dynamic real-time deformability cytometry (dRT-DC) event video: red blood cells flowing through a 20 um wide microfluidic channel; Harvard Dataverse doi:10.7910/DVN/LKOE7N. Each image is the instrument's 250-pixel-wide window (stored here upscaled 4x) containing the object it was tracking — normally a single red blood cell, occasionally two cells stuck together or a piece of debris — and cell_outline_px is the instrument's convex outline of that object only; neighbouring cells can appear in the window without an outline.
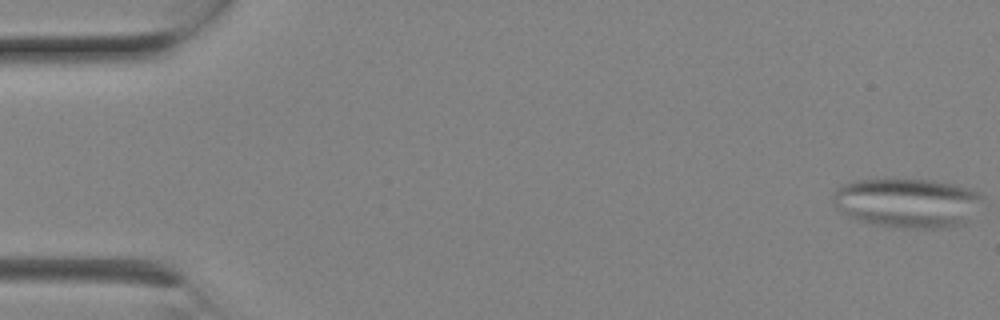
{"species": "Egyptian fruit bat (a non-hibernating species)", "species_latin": "Rousettus aegyptiacus", "temperature_condition": "room temperature", "stored_images_in_passage": 9, "camera_frame_rate_fps": 3000, "um_per_image_px": 0.085, "animal": {"sex": "female"}, "frame": {"image": 1, "passage_image": 1, "time_ms": 0.0, "image_size_px": [1000, 320], "cell_outline_px": [[984, 196], [968, 220], [964, 224], [952, 228], [900, 228], [868, 224], [856, 220], [836, 208], [832, 204], [832, 196], [836, 188], [840, 184], [852, 180], [932, 180], [952, 184], [968, 188]], "centroid_in_image_um": [77.06, 17.26], "position_along_channel_um": 7.9, "area_um2": 43.35}}
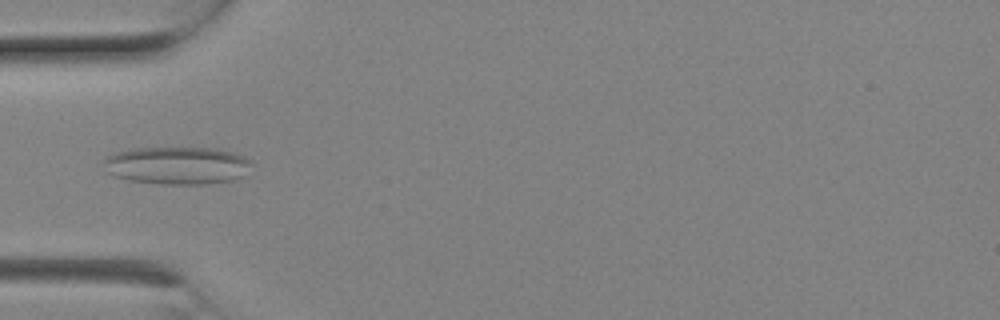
{"frame": {"image": 2, "passage_image": 7, "time_ms": 2.0, "image_size_px": [1000, 320], "cell_outline_px": [[252, 164], [244, 176], [236, 180], [204, 184], [160, 184], [128, 180], [112, 176], [100, 164], [100, 160], [116, 152], [136, 148], [216, 148], [232, 152], [244, 156], [252, 160]], "centroid_in_image_um": [15.04, 14.07], "position_along_channel_um": 70.0, "area_um2": 33.0}}